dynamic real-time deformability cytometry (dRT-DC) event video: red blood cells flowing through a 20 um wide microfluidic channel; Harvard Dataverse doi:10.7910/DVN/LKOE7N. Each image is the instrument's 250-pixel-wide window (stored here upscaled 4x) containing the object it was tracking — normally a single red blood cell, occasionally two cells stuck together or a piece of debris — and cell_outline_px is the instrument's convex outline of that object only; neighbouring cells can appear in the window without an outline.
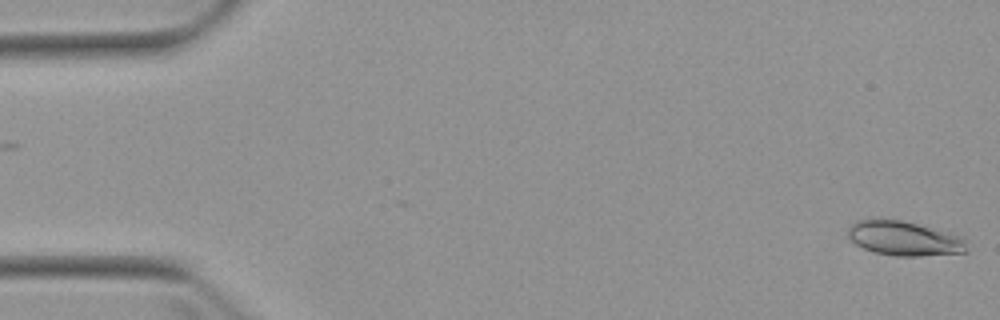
{"species": "Egyptian fruit bat (a non-hibernating species)", "species_latin": "Rousettus aegyptiacus", "temperature_condition": "warm", "stored_images_in_passage": 4, "camera_frame_rate_fps": 3000, "um_per_image_px": 0.085, "animal": {"sex": "female"}, "frame": {"image": 1, "passage_image": 1, "time_ms": 0.0, "image_size_px": [1000, 320], "cell_outline_px": [[968, 252], [920, 256], [896, 256], [872, 252], [856, 244], [848, 236], [848, 228], [856, 220], [872, 216], [880, 216], [900, 220], [964, 236], [968, 240]], "centroid_in_image_um": [76.85, 20.23], "position_along_channel_um": 8.1, "area_um2": 24.62}}